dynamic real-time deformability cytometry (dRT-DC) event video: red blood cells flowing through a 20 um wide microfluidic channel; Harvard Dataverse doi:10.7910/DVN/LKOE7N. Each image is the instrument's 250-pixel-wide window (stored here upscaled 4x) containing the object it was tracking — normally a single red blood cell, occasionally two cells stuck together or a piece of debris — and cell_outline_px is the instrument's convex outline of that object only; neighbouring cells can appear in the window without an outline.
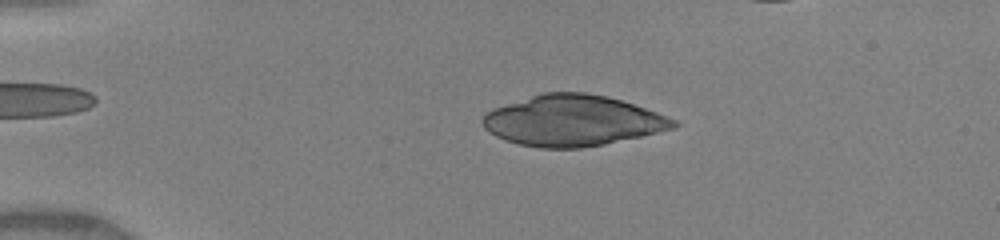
{"species": "human", "species_latin": "Homo sapiens", "temperature_condition": "warm", "stored_images_in_passage": 38, "camera_frame_rate_fps": 3000, "um_per_image_px": 0.085, "donor": {"sex": "female"}, "frame": {"image": 1, "passage_image": 3, "time_ms": 0.667, "image_size_px": [1000, 240], "cell_outline_px": [[680, 124], [676, 128], [604, 144], [580, 148], [540, 148], [520, 144], [504, 140], [488, 132], [484, 128], [480, 120], [484, 112], [492, 108], [544, 92], [584, 92], [608, 96], [656, 112], [676, 120]], "centroid_in_image_um": [48.63, 10.25], "position_along_channel_um": 36.4, "area_um2": 56.53}}